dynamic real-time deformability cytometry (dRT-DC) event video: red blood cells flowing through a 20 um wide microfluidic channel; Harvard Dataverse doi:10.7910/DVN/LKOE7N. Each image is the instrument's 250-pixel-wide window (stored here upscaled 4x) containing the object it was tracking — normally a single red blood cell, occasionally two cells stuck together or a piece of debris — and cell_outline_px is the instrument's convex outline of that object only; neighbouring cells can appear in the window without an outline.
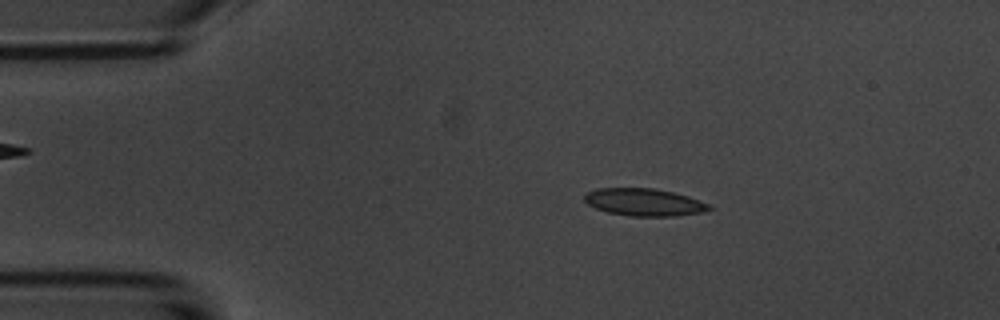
{"species": "common noctule bat (a hibernating species)", "species_latin": "Nyctalus noctula", "temperature_condition": "room temperature", "stored_images_in_passage": 3, "camera_frame_rate_fps": 3000, "um_per_image_px": 0.085, "animal": {"sex": "male", "body_mass_g": 20.1, "forearm_length_mm": 53.5}, "frame": {"image": 1, "passage_image": 2, "time_ms": 1.0, "image_size_px": [1000, 320], "cell_outline_px": [[716, 208], [704, 212], [676, 216], [632, 216], [608, 212], [596, 208], [588, 204], [584, 200], [584, 196], [588, 192], [596, 188], [656, 188], [688, 196], [708, 204]], "centroid_in_image_um": [54.78, 17.19], "position_along_channel_um": 30.2, "area_um2": 19.94}}